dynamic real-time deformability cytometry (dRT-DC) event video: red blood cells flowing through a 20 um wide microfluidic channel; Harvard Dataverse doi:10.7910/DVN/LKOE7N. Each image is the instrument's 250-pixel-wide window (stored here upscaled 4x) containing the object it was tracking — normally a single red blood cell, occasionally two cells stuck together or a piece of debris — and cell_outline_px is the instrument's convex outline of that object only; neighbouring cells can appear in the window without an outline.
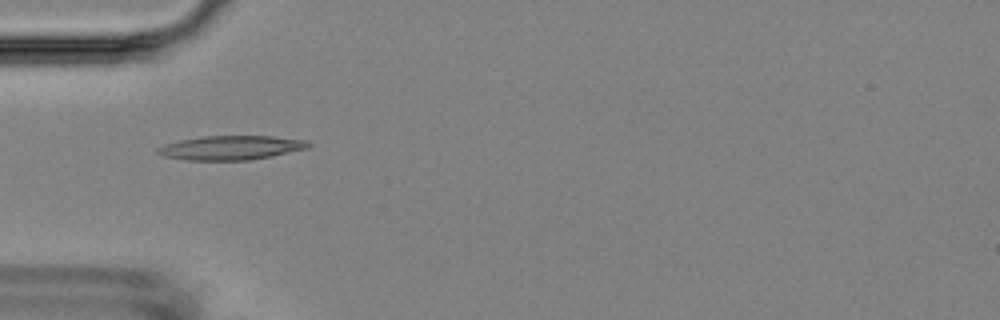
{"species": "Egyptian fruit bat (a non-hibernating species)", "species_latin": "Rousettus aegyptiacus", "temperature_condition": "room temperature", "stored_images_in_passage": 15, "camera_frame_rate_fps": 3000, "um_per_image_px": 0.085, "animal": {"sex": "female"}, "frame": {"image": 1, "passage_image": 5, "time_ms": 6.0, "image_size_px": [1000, 320], "cell_outline_px": [[312, 144], [308, 148], [272, 156], [248, 160], [188, 160], [164, 156], [156, 152], [156, 148], [180, 140], [200, 136], [272, 136], [308, 140]], "centroid_in_image_um": [19.67, 12.55], "position_along_channel_um": 65.3, "area_um2": 21.15}}
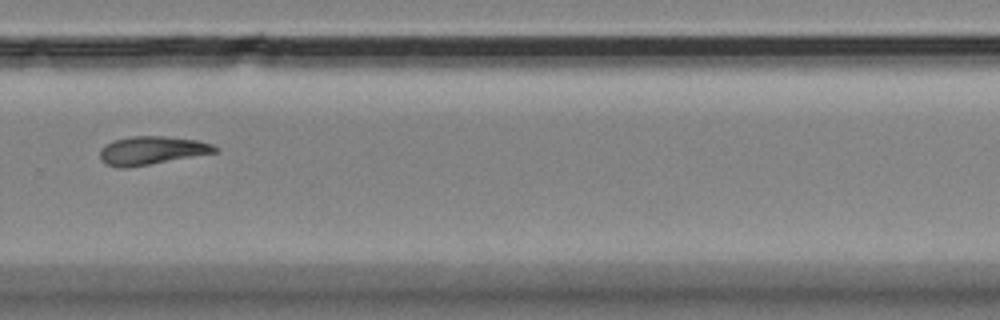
{"frame": {"image": 2, "passage_image": 11, "time_ms": 13.0, "image_size_px": [1000, 320], "cell_outline_px": [[220, 148], [216, 152], [148, 164], [124, 168], [120, 168], [104, 164], [100, 160], [100, 148], [104, 144], [112, 140], [132, 136], [164, 136], [196, 140], [212, 144]], "centroid_in_image_um": [12.83, 12.78], "position_along_channel_um": 317.0, "area_um2": 18.9}}
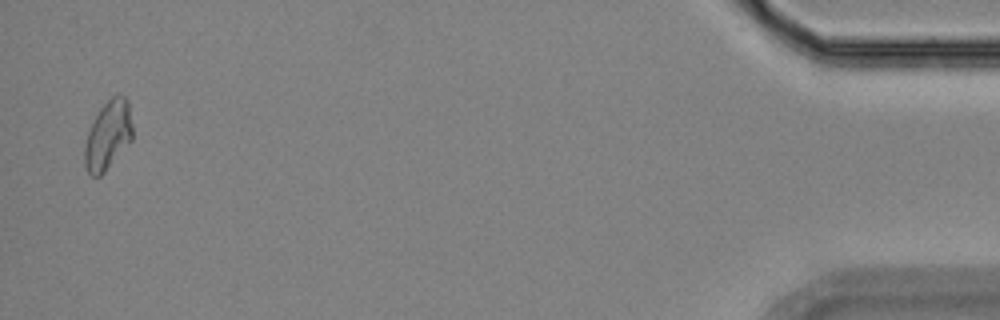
{"frame": {"image": 3, "passage_image": 15, "time_ms": 18.333, "image_size_px": [1000, 320], "cell_outline_px": [[132, 140], [104, 172], [100, 176], [92, 176], [88, 172], [84, 164], [84, 144], [88, 132], [100, 108], [112, 96], [124, 96], [128, 100], [132, 124]], "centroid_in_image_um": [9.18, 11.51], "position_along_channel_um": 426.0, "area_um2": 19.02}, "authors_computed_cell_mechanics": {"area_um2": 19.0162, "velocity_mm_per_s": 3.5966, "shape_relaxation_time_tau1_ms": 8.0571, "shape_relaxation_time_tau2_ms": null, "deformation_change_tau1": 0.1521, "deformation_change_tau2": null}}